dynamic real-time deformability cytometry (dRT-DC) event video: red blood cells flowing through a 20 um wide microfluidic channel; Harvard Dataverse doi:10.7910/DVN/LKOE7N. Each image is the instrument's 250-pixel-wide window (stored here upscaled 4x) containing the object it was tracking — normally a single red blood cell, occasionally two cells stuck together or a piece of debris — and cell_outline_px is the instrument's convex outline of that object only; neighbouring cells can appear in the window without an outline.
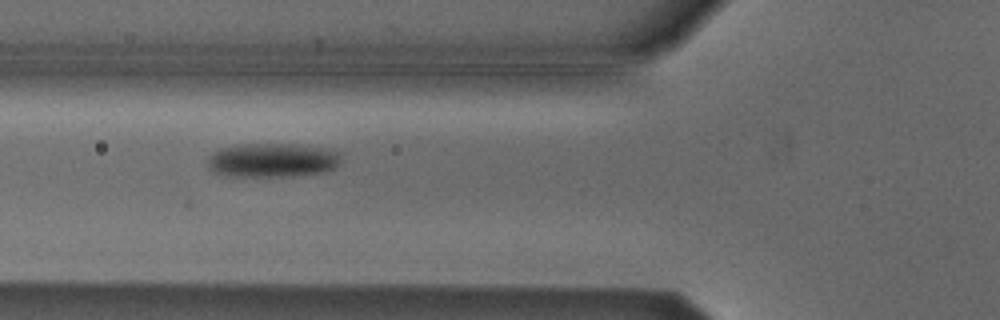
{"species": "Egyptian fruit bat (a non-hibernating species)", "species_latin": "Rousettus aegyptiacus", "temperature_condition": "cold", "stored_images_in_passage": 7, "camera_frame_rate_fps": 3000, "um_per_image_px": 0.085, "animal": {"sex": "male"}, "frame": {"image": 1, "passage_image": 5, "time_ms": 1.333, "image_size_px": [1000, 320], "cell_outline_px": [[340, 164], [324, 172], [292, 176], [224, 176], [212, 172], [208, 168], [208, 156], [212, 152], [224, 148], [240, 144], [300, 144], [328, 148], [340, 152]], "centroid_in_image_um": [23.15, 13.61], "position_along_channel_um": 102.6, "area_um2": 26.82}}
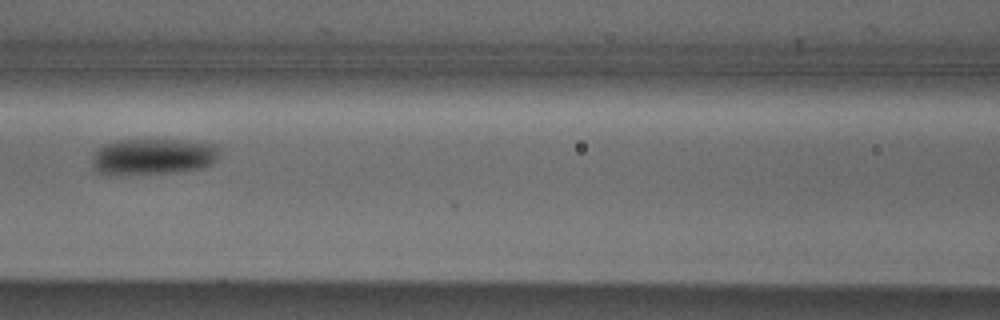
{"frame": {"image": 2, "passage_image": 6, "time_ms": 1.667, "image_size_px": [1000, 320], "cell_outline_px": [[216, 160], [212, 164], [204, 168], [180, 172], [124, 176], [108, 176], [100, 172], [92, 164], [92, 156], [104, 144], [116, 140], [184, 140], [216, 144]], "centroid_in_image_um": [12.98, 13.34], "position_along_channel_um": 153.6, "area_um2": 27.34}}